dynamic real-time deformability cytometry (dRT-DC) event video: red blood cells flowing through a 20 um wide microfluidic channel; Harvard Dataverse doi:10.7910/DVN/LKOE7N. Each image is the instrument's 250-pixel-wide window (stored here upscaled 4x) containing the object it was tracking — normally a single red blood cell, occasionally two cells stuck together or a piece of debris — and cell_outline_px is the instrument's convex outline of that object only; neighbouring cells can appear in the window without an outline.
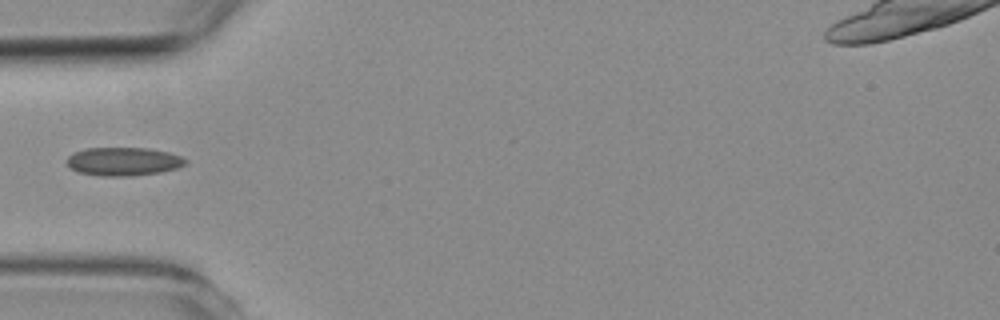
{"species": "common noctule bat (a hibernating species)", "species_latin": "Nyctalus noctula", "temperature_condition": "room temperature", "stored_images_in_passage": 5, "camera_frame_rate_fps": 3000, "um_per_image_px": 0.085, "animal": {"sex": "female", "body_mass_g": 19.3, "forearm_length_mm": 54.1}, "frame": {"image": 1, "passage_image": 4, "time_ms": 3.667, "image_size_px": [1000, 320], "cell_outline_px": [[188, 160], [184, 164], [176, 168], [160, 172], [132, 176], [104, 176], [80, 172], [72, 168], [68, 164], [68, 156], [72, 152], [88, 148], [148, 148], [168, 152], [180, 156]], "centroid_in_image_um": [10.5, 13.72], "position_along_channel_um": 74.5, "area_um2": 19.42}}
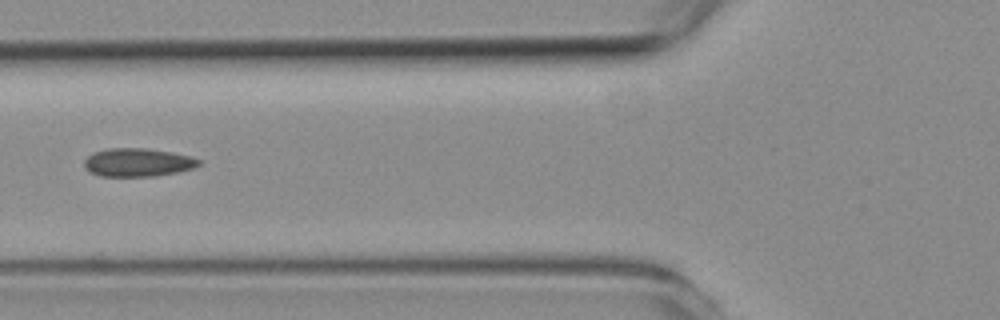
{"frame": {"image": 2, "passage_image": 5, "time_ms": 4.667, "image_size_px": [1000, 320], "cell_outline_px": [[200, 164], [192, 168], [176, 172], [156, 176], [100, 176], [88, 172], [84, 168], [84, 160], [92, 152], [108, 148], [148, 148], [172, 152], [192, 156], [200, 160]], "centroid_in_image_um": [11.67, 13.8], "position_along_channel_um": 114.1, "area_um2": 19.07}}